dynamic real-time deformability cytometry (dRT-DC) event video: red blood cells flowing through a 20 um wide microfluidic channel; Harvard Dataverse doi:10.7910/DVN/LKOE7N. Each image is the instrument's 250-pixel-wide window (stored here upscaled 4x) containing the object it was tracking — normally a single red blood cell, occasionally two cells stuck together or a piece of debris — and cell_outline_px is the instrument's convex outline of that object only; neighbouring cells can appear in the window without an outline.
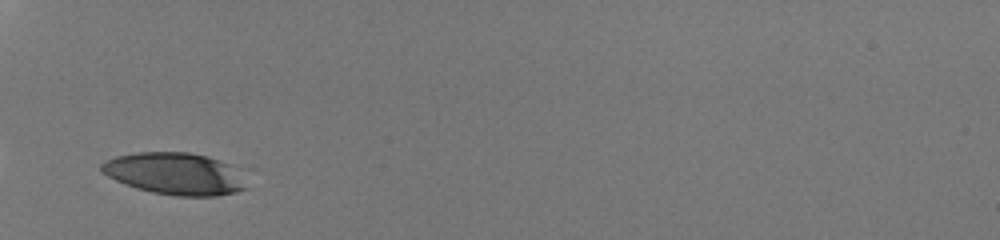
{"species": "human", "species_latin": "Homo sapiens", "temperature_condition": "room temperature", "stored_images_in_passage": 23, "camera_frame_rate_fps": 3000, "um_per_image_px": 0.085, "donor": {"sex": "male"}, "frame": {"image": 1, "passage_image": 1, "time_ms": 0.0, "image_size_px": [1000, 240], "cell_outline_px": [[248, 188], [236, 192], [216, 196], [176, 196], [152, 192], [136, 188], [124, 184], [100, 172], [100, 164], [116, 156], [136, 152], [188, 152], [208, 156], [232, 164]], "centroid_in_image_um": [14.85, 14.76], "position_along_channel_um": 70.1, "area_um2": 35.55}}
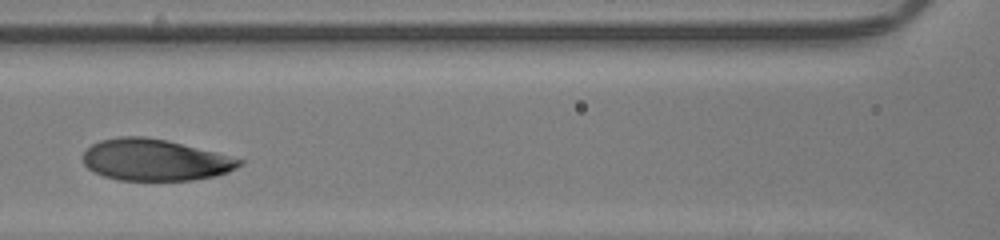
{"frame": {"image": 2, "passage_image": 8, "time_ms": 2.333, "image_size_px": [1000, 240], "cell_outline_px": [[244, 164], [228, 172], [216, 176], [192, 180], [120, 180], [104, 176], [88, 168], [84, 164], [84, 152], [92, 144], [100, 140], [120, 136], [144, 136], [168, 140], [216, 152], [244, 160]], "centroid_in_image_um": [13.2, 13.59], "position_along_channel_um": 153.4, "area_um2": 37.86}}
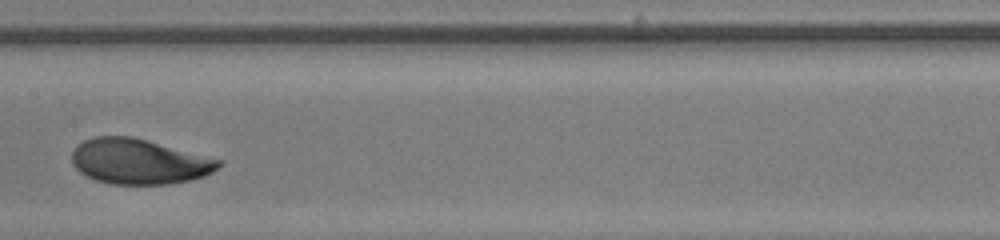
{"frame": {"image": 3, "passage_image": 11, "time_ms": 3.333, "image_size_px": [1000, 240], "cell_outline_px": [[224, 164], [212, 172], [204, 176], [188, 180], [168, 184], [112, 184], [96, 180], [80, 172], [72, 164], [72, 152], [76, 144], [84, 140], [96, 136], [132, 136], [224, 160]], "centroid_in_image_um": [11.83, 13.72], "position_along_channel_um": 195.6, "area_um2": 38.84}}